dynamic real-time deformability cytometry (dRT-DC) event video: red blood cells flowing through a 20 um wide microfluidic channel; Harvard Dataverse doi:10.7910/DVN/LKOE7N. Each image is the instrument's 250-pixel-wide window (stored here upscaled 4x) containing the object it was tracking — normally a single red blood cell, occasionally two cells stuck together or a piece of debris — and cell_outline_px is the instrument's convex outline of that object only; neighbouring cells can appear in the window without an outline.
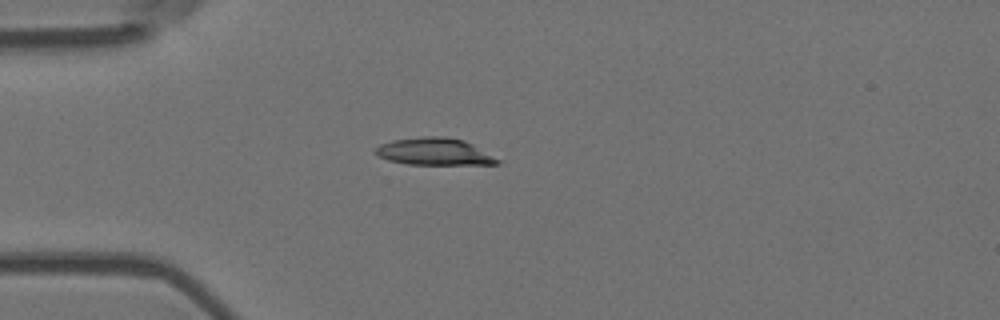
{"species": "Egyptian fruit bat (a non-hibernating species)", "species_latin": "Rousettus aegyptiacus", "temperature_condition": "room temperature", "stored_images_in_passage": 42, "camera_frame_rate_fps": 3000, "um_per_image_px": 0.085, "animal": {"sex": "female"}, "frame": {"image": 1, "passage_image": 1, "time_ms": 0.0, "image_size_px": [1000, 320], "cell_outline_px": [[504, 160], [500, 164], [408, 164], [388, 160], [380, 156], [372, 148], [380, 144], [392, 140], [424, 136], [448, 136], [464, 140]], "centroid_in_image_um": [36.97, 12.88], "position_along_channel_um": 48.0, "area_um2": 19.48}}
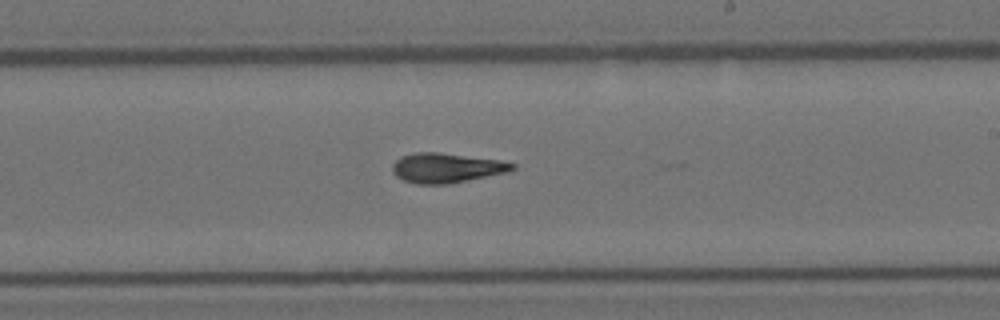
{"frame": {"image": 2, "passage_image": 19, "time_ms": 6.0, "image_size_px": [1000, 320], "cell_outline_px": [[516, 168], [508, 172], [448, 184], [416, 184], [404, 180], [396, 176], [392, 172], [392, 164], [400, 156], [416, 152], [436, 152], [500, 160], [516, 164]], "centroid_in_image_um": [37.93, 14.27], "position_along_channel_um": 251.1, "area_um2": 20.75}}
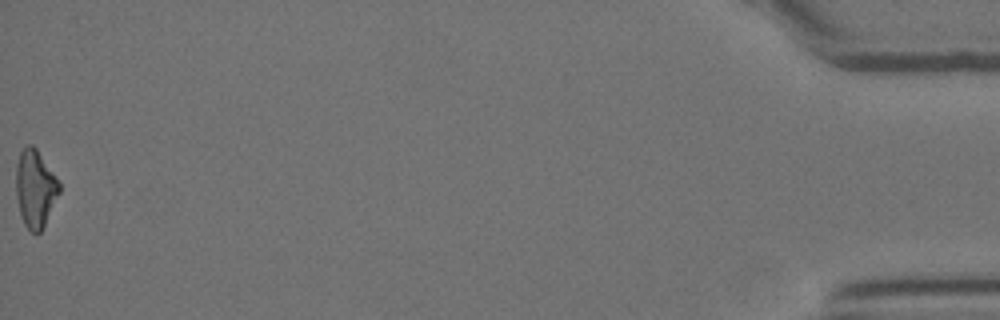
{"frame": {"image": 3, "passage_image": 42, "time_ms": 13.667, "image_size_px": [1000, 320], "cell_outline_px": [[60, 192], [40, 232], [36, 236], [24, 224], [20, 216], [16, 196], [16, 164], [20, 152], [28, 144], [32, 144], [36, 148], [60, 180]], "centroid_in_image_um": [2.99, 16.02], "position_along_channel_um": 432.2, "area_um2": 19.71}, "authors_computed_cell_mechanics": {"area_um2": 20.0855, "velocity_mm_per_s": 3.6666, "shape_relaxation_time_tau1_ms": null, "shape_relaxation_time_tau2_ms": 5.1428, "deformation_change_tau1": null, "deformation_change_tau2": 0.1474}}